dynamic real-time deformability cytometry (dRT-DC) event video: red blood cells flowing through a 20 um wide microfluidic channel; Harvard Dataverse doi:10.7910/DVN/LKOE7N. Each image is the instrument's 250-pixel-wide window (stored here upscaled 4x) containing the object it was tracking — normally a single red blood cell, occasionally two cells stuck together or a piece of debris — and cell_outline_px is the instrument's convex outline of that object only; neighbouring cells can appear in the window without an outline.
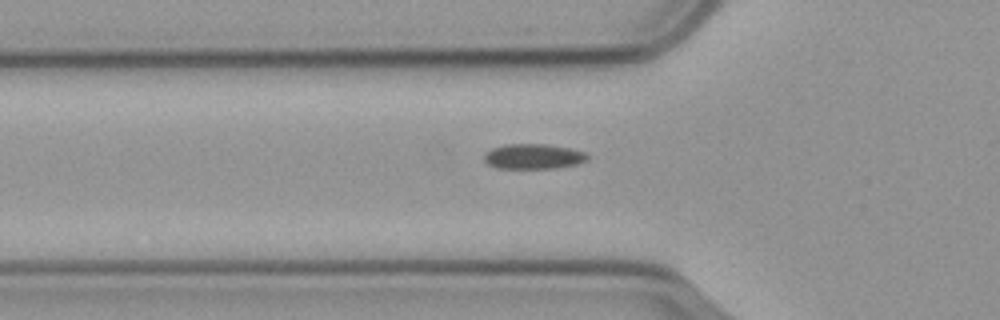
{"species": "common noctule bat (a hibernating species)", "species_latin": "Nyctalus noctula", "temperature_condition": "cold", "stored_images_in_passage": 38, "camera_frame_rate_fps": 3000, "um_per_image_px": 0.085, "animal": {"sex": "male", "body_mass_g": 23.1, "forearm_length_mm": 52.7}, "frame": {"image": 1, "passage_image": 4, "time_ms": 1.0, "image_size_px": [1000, 320], "cell_outline_px": [[588, 160], [576, 164], [556, 168], [496, 168], [488, 164], [484, 160], [484, 156], [492, 148], [504, 144], [544, 144], [568, 148], [584, 152], [588, 156]], "centroid_in_image_um": [45.32, 13.3], "position_along_channel_um": 80.5, "area_um2": 14.97}}
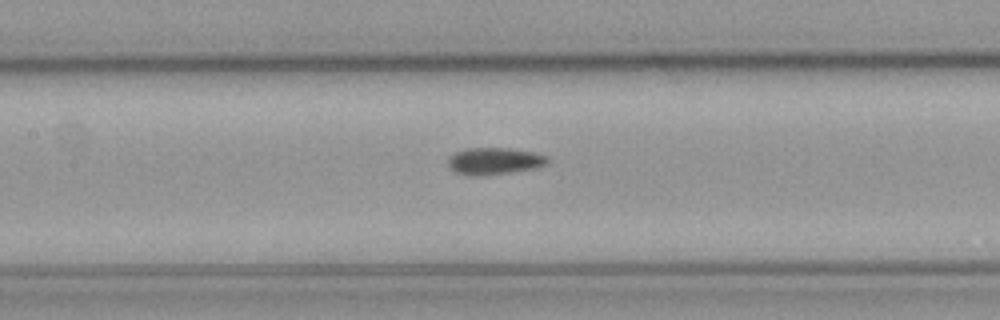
{"frame": {"image": 2, "passage_image": 11, "time_ms": 3.333, "image_size_px": [1000, 320], "cell_outline_px": [[548, 164], [536, 168], [512, 172], [480, 176], [468, 176], [456, 172], [448, 164], [448, 160], [456, 152], [468, 148], [508, 148], [532, 152], [548, 156]], "centroid_in_image_um": [42.05, 13.7], "position_along_channel_um": 165.3, "area_um2": 15.55}}
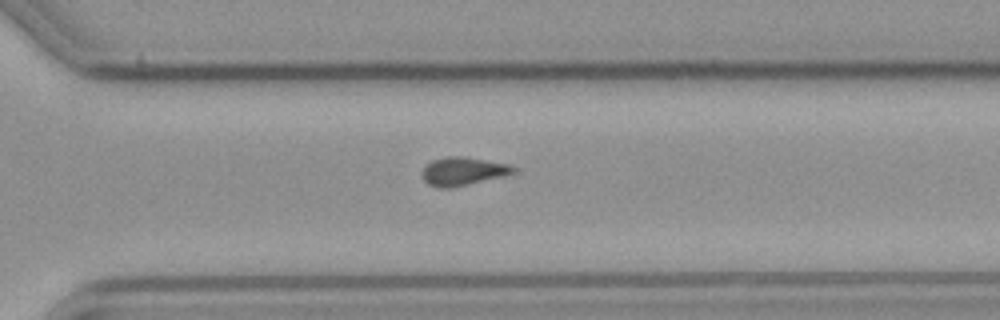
{"frame": {"image": 3, "passage_image": 25, "time_ms": 8.0, "image_size_px": [1000, 320], "cell_outline_px": [[516, 172], [504, 176], [452, 188], [436, 188], [428, 184], [424, 180], [424, 168], [432, 160], [448, 156], [460, 156], [508, 164], [516, 168]], "centroid_in_image_um": [39.37, 14.57], "position_along_channel_um": 331.2, "area_um2": 14.85}}